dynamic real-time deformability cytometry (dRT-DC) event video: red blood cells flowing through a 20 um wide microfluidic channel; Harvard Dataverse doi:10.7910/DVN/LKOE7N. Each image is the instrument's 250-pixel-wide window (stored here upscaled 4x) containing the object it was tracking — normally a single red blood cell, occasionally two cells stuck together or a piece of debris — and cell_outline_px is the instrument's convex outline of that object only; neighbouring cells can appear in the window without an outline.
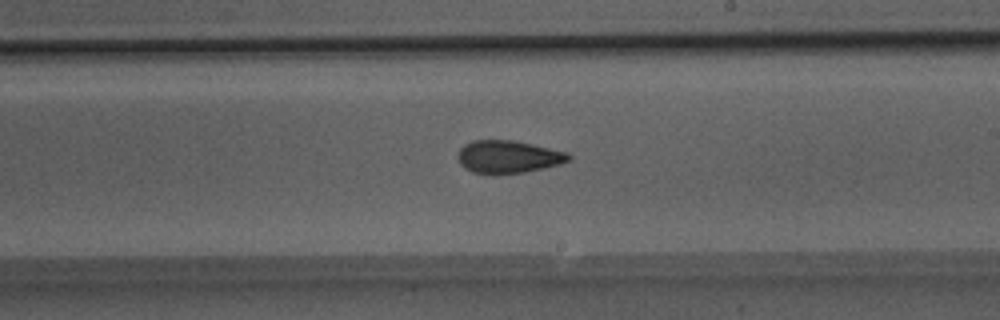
{"species": "Egyptian fruit bat (a non-hibernating species)", "species_latin": "Rousettus aegyptiacus", "temperature_condition": "room temperature", "stored_images_in_passage": 24, "camera_frame_rate_fps": 3000, "um_per_image_px": 0.085, "animal": {"sex": "male"}, "frame": {"image": 1, "passage_image": 14, "time_ms": 4.333, "image_size_px": [1000, 320], "cell_outline_px": [[572, 160], [560, 164], [524, 172], [492, 176], [472, 172], [464, 168], [460, 164], [456, 156], [460, 148], [464, 144], [472, 140], [512, 140], [532, 144], [568, 152], [572, 156]], "centroid_in_image_um": [43.17, 13.35], "position_along_channel_um": 245.8, "area_um2": 21.62}}
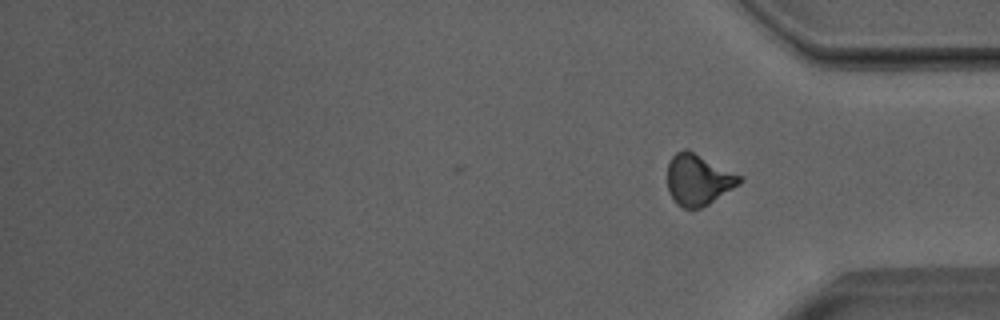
{"frame": {"image": 2, "passage_image": 24, "time_ms": 7.667, "image_size_px": [1000, 320], "cell_outline_px": [[744, 180], [740, 184], [708, 204], [700, 208], [684, 208], [676, 204], [668, 192], [668, 164], [672, 156], [676, 152], [684, 148], [688, 148], [744, 176]], "centroid_in_image_um": [59.38, 15.24], "position_along_channel_um": 375.8, "area_um2": 21.85}, "authors_computed_cell_mechanics": {"area_um2": 21.3282, "velocity_mm_per_s": 4.0007, "shape_relaxation_time_tau1_ms": null, "shape_relaxation_time_tau2_ms": 2.7898, "deformation_change_tau1": null, "deformation_change_tau2": 0.0984}}